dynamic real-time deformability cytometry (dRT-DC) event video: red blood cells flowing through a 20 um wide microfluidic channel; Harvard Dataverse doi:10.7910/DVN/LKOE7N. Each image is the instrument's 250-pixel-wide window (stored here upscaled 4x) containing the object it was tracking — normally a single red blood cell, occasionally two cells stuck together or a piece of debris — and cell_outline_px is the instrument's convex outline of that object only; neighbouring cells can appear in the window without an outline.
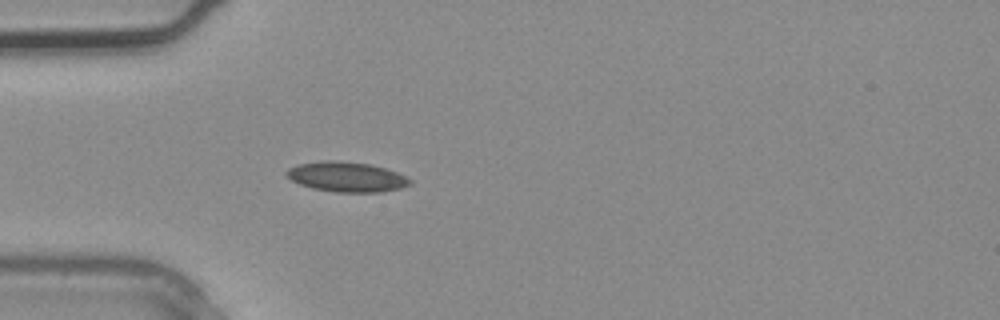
{"species": "common noctule bat (a hibernating species)", "species_latin": "Nyctalus noctula", "temperature_condition": "warm", "stored_images_in_passage": 1, "camera_frame_rate_fps": 3000, "um_per_image_px": 0.085, "animal": {"sex": "male", "body_mass_g": 20.4}, "frame": {"image": 1, "passage_image": 1, "time_ms": 0.0, "image_size_px": [1000, 320], "cell_outline_px": [[412, 184], [400, 188], [380, 192], [336, 192], [312, 188], [300, 184], [292, 180], [284, 172], [288, 168], [300, 164], [324, 160], [336, 160], [368, 164], [384, 168], [396, 172], [412, 180]], "centroid_in_image_um": [29.46, 15.03], "position_along_channel_um": 55.5, "area_um2": 21.39}}